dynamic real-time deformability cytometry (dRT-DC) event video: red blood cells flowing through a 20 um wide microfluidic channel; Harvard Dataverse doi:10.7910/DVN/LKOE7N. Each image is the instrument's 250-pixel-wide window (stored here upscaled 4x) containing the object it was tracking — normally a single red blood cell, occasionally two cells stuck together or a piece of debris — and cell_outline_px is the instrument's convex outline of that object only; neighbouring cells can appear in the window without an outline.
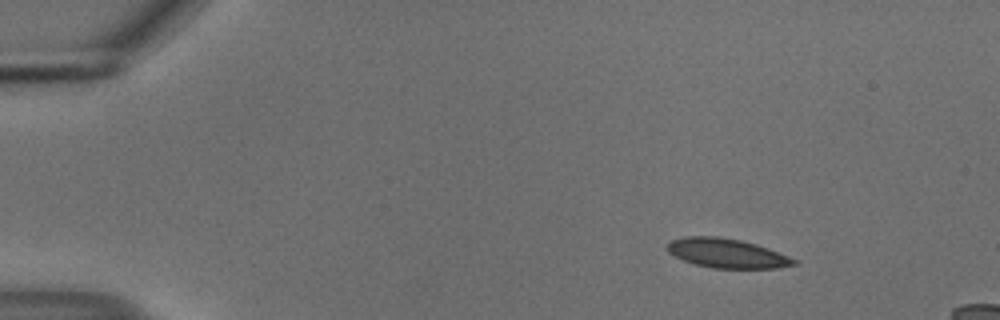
{"species": "common noctule bat (a hibernating species)", "species_latin": "Nyctalus noctula", "temperature_condition": "cold", "stored_images_in_passage": 49, "camera_frame_rate_fps": 3000, "um_per_image_px": 0.085, "animal": {"sex": "male", "body_mass_g": 18.8}, "frame": {"image": 1, "passage_image": 1, "time_ms": 0.0, "image_size_px": [1000, 320], "cell_outline_px": [[800, 264], [776, 268], [712, 268], [696, 264], [684, 260], [668, 252], [664, 248], [672, 240], [684, 236], [720, 236], [740, 240], [756, 244], [768, 248], [788, 256], [796, 260]], "centroid_in_image_um": [61.78, 21.52], "position_along_channel_um": 23.2, "area_um2": 21.62}}
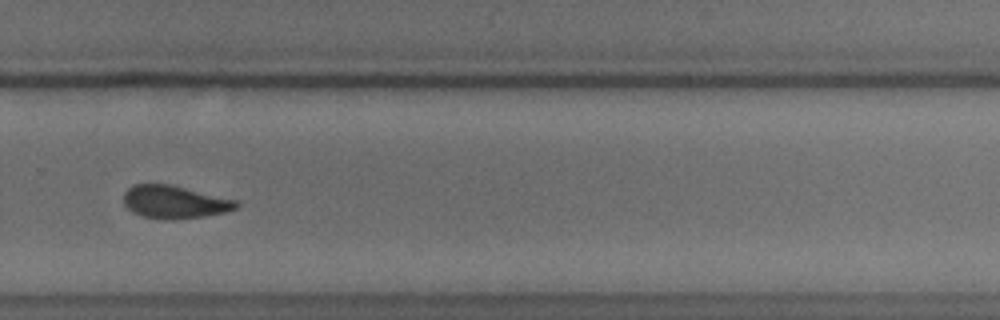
{"frame": {"image": 2, "passage_image": 32, "time_ms": 10.333, "image_size_px": [1000, 320], "cell_outline_px": [[240, 204], [236, 208], [224, 212], [204, 216], [172, 220], [144, 216], [132, 212], [124, 204], [124, 192], [132, 184], [172, 184], [236, 200]], "centroid_in_image_um": [14.82, 17.15], "position_along_channel_um": 315.0, "area_um2": 21.5}}
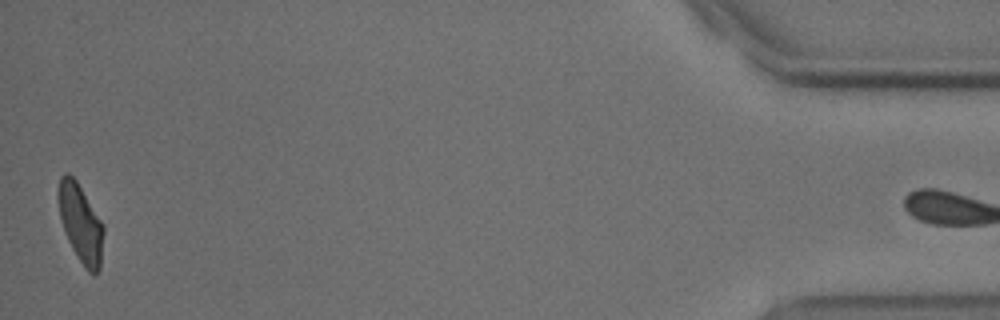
{"frame": {"image": 3, "passage_image": 48, "time_ms": 15.667, "image_size_px": [1000, 320], "cell_outline_px": [[104, 232], [100, 268], [92, 276], [84, 268], [72, 248], [68, 240], [60, 216], [56, 196], [56, 192], [60, 176], [64, 172], [68, 172], [76, 180], [104, 224]], "centroid_in_image_um": [6.84, 18.95], "position_along_channel_um": 428.4, "area_um2": 20.87}}